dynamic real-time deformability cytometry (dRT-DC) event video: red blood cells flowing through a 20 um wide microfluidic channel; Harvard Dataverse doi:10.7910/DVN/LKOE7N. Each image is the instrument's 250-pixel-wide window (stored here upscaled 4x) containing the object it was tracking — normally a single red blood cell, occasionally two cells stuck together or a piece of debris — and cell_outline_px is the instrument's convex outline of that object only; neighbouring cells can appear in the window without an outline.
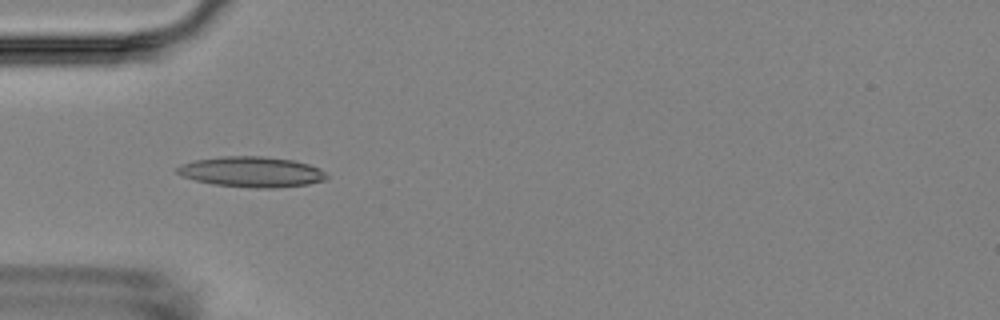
{"species": "Egyptian fruit bat (a non-hibernating species)", "species_latin": "Rousettus aegyptiacus", "temperature_condition": "room temperature", "stored_images_in_passage": 5, "camera_frame_rate_fps": 3000, "um_per_image_px": 0.085, "animal": {"sex": "female"}, "frame": {"image": 1, "passage_image": 4, "time_ms": 4.333, "image_size_px": [1000, 320], "cell_outline_px": [[328, 176], [324, 180], [308, 184], [276, 188], [248, 188], [212, 184], [180, 176], [176, 172], [176, 168], [180, 164], [192, 160], [220, 156], [260, 156], [292, 160], [308, 164], [320, 168]], "centroid_in_image_um": [21.34, 14.61], "position_along_channel_um": 63.7, "area_um2": 26.76}}